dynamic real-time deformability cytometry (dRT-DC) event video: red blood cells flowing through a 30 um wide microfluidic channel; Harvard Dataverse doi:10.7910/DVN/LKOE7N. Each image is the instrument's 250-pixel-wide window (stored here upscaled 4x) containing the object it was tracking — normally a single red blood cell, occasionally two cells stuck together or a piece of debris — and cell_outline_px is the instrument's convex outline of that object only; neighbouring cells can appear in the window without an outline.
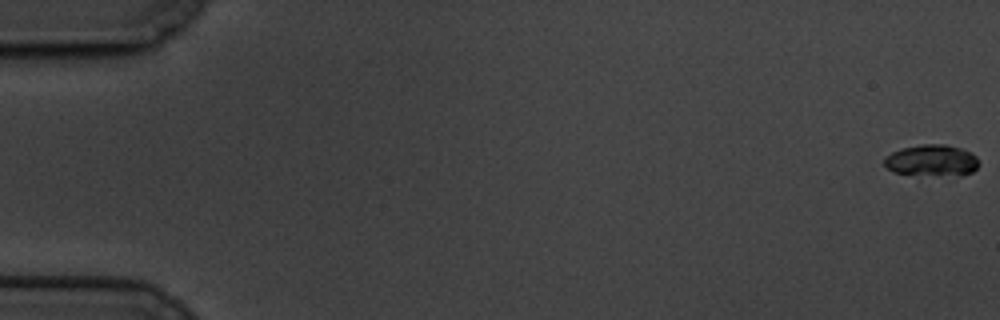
{"species": "common noctule bat (a hibernating species)", "species_latin": "Nyctalus noctula", "temperature_condition": "cold", "stored_images_in_passage": 61, "camera_frame_rate_fps": 3000, "um_per_image_px": 0.085, "animal": {"sex": "male", "body_mass_g": 19.5, "forearm_length_mm": 54.6}, "frame": {"image": 1, "passage_image": 1, "time_ms": 0.0, "image_size_px": [1000, 320], "cell_outline_px": [[980, 164], [972, 172], [960, 176], [936, 176], [892, 172], [884, 164], [884, 156], [900, 148], [920, 144], [944, 144], [960, 148], [972, 152], [976, 156]], "centroid_in_image_um": [79.21, 13.64], "position_along_channel_um": 5.8, "area_um2": 17.74}}
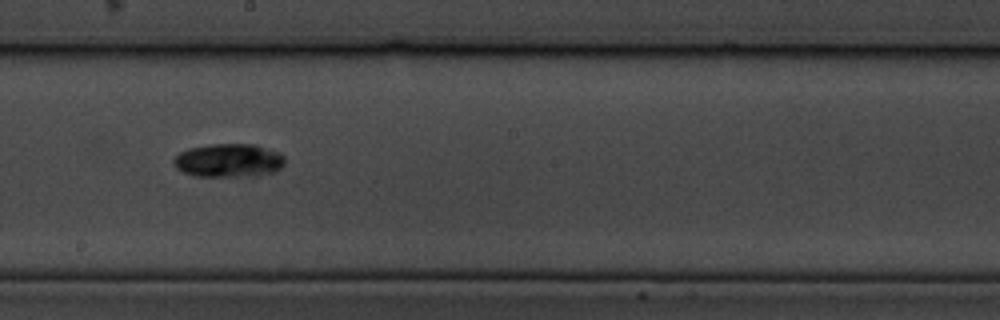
{"frame": {"image": 2, "passage_image": 35, "time_ms": 11.333, "image_size_px": [1000, 320], "cell_outline_px": [[284, 164], [276, 172], [256, 176], [192, 176], [176, 168], [172, 164], [172, 160], [180, 152], [188, 148], [208, 144], [256, 144], [280, 152], [284, 156]], "centroid_in_image_um": [19.44, 13.63], "position_along_channel_um": 228.8, "area_um2": 22.08}}
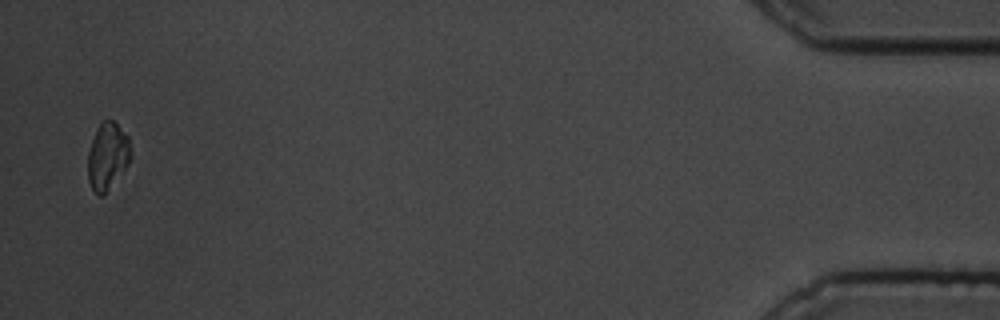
{"frame": {"image": 3, "passage_image": 60, "time_ms": 19.667, "image_size_px": [1000, 320], "cell_outline_px": [[132, 156], [128, 164], [104, 196], [100, 196], [92, 188], [88, 180], [88, 152], [96, 128], [100, 120], [112, 120], [128, 136]], "centroid_in_image_um": [9.14, 13.27], "position_along_channel_um": 426.1, "area_um2": 16.82}}